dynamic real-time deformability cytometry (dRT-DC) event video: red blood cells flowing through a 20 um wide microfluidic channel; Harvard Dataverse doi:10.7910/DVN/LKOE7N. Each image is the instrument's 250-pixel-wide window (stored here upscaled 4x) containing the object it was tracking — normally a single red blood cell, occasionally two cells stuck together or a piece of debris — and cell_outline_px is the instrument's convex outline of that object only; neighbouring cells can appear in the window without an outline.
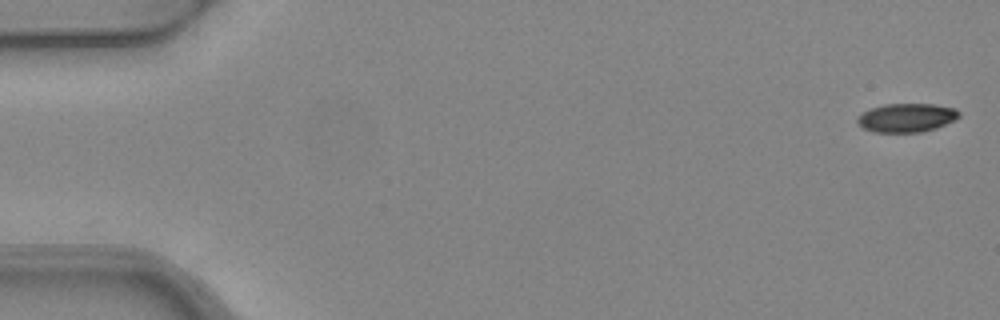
{"species": "common noctule bat (a hibernating species)", "species_latin": "Nyctalus noctula", "temperature_condition": "warm", "stored_images_in_passage": 5, "camera_frame_rate_fps": 3000, "um_per_image_px": 0.085, "animal": {"sex": "female", "body_mass_g": 24.6, "forearm_length_mm": 56.2}, "frame": {"image": 1, "passage_image": 1, "time_ms": 0.0, "image_size_px": [1000, 320], "cell_outline_px": [[960, 116], [956, 120], [936, 128], [924, 132], [872, 132], [864, 128], [856, 120], [856, 116], [872, 108], [884, 104], [932, 104], [956, 108], [960, 112]], "centroid_in_image_um": [77.09, 10.01], "position_along_channel_um": 7.9, "area_um2": 17.11}}